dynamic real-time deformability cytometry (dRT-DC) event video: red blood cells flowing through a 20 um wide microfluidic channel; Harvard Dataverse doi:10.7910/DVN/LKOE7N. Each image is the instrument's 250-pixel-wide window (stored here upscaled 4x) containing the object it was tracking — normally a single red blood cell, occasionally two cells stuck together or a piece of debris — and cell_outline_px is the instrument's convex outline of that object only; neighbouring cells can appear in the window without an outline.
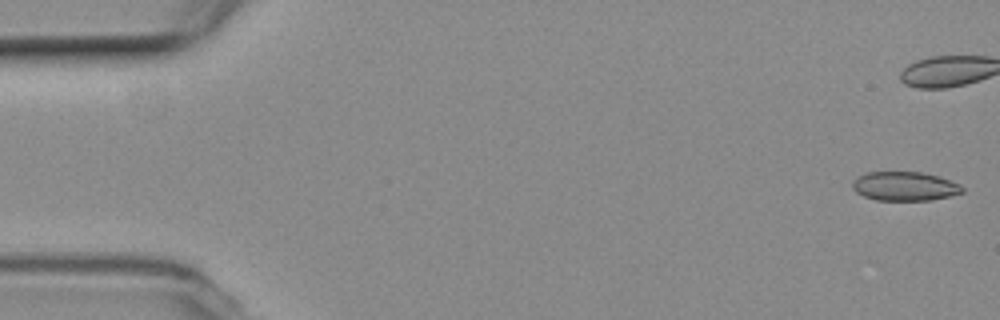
{"species": "common noctule bat (a hibernating species)", "species_latin": "Nyctalus noctula", "temperature_condition": "room temperature", "stored_images_in_passage": 55, "camera_frame_rate_fps": 3000, "um_per_image_px": 0.085, "animal": {"sex": "female", "body_mass_g": 19.3, "forearm_length_mm": 54.1}, "frame": {"image": 1, "passage_image": 1, "time_ms": 0.0, "image_size_px": [1000, 320], "cell_outline_px": [[964, 192], [932, 200], [876, 200], [864, 196], [856, 192], [852, 188], [852, 180], [868, 172], [920, 172], [940, 176], [964, 188]], "centroid_in_image_um": [76.87, 15.83], "position_along_channel_um": 8.1, "area_um2": 18.44}}
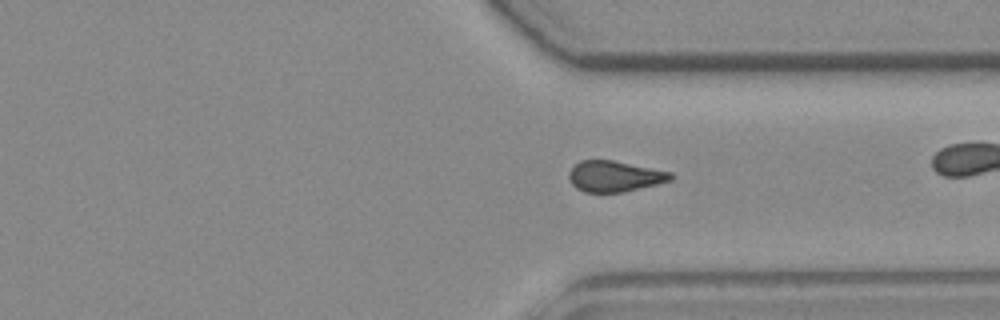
{"frame": {"image": 2, "passage_image": 40, "time_ms": 13.0, "image_size_px": [1000, 320], "cell_outline_px": [[672, 180], [624, 192], [584, 192], [576, 188], [572, 184], [568, 176], [568, 172], [580, 160], [612, 160], [672, 172]], "centroid_in_image_um": [52.22, 14.98], "position_along_channel_um": 359.2, "area_um2": 18.21}}
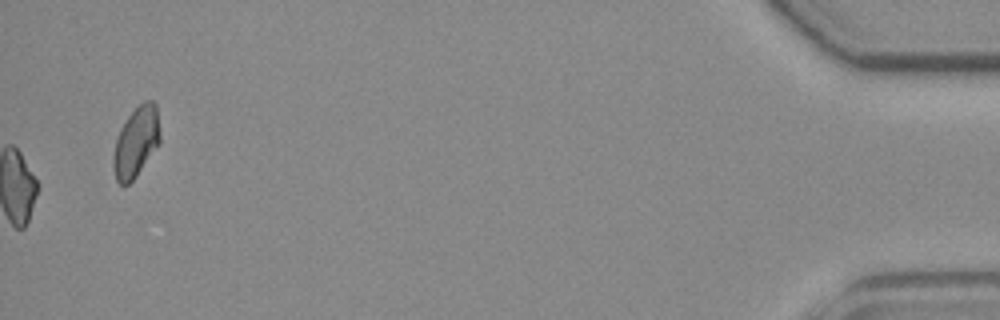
{"frame": {"image": 3, "passage_image": 55, "time_ms": 18.0, "image_size_px": [1000, 320], "cell_outline_px": [[160, 140], [136, 176], [128, 184], [120, 184], [116, 180], [112, 168], [112, 156], [116, 140], [120, 128], [128, 116], [144, 100], [152, 100], [156, 104], [160, 132]], "centroid_in_image_um": [11.54, 12.06], "position_along_channel_um": 423.7, "area_um2": 18.9}, "authors_computed_cell_mechanics": {"area_um2": 18.9006, "velocity_mm_per_s": 3.75, "shape_relaxation_time_tau1_ms": null, "shape_relaxation_time_tau2_ms": 3.0282, "deformation_change_tau1": null, "deformation_change_tau2": 0.0925}}